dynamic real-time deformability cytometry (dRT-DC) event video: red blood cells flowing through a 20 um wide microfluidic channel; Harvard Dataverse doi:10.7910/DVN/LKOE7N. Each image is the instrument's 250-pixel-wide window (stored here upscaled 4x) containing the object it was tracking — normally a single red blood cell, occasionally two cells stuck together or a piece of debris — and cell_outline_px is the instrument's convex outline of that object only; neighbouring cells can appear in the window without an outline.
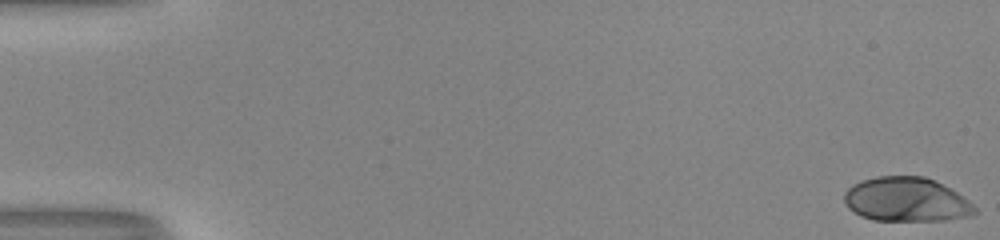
{"species": "human", "species_latin": "Homo sapiens", "temperature_condition": "room temperature", "stored_images_in_passage": 53, "camera_frame_rate_fps": 3000, "um_per_image_px": 0.085, "donor": {"sex": "male"}, "frame": {"image": 1, "passage_image": 1, "time_ms": 0.0, "image_size_px": [1000, 240], "cell_outline_px": [[976, 212], [972, 216], [944, 220], [872, 220], [860, 216], [848, 208], [844, 200], [844, 192], [852, 184], [860, 180], [876, 176], [924, 176], [956, 192], [968, 200], [976, 208]], "centroid_in_image_um": [77.0, 16.96], "position_along_channel_um": 8.0, "area_um2": 33.58}}
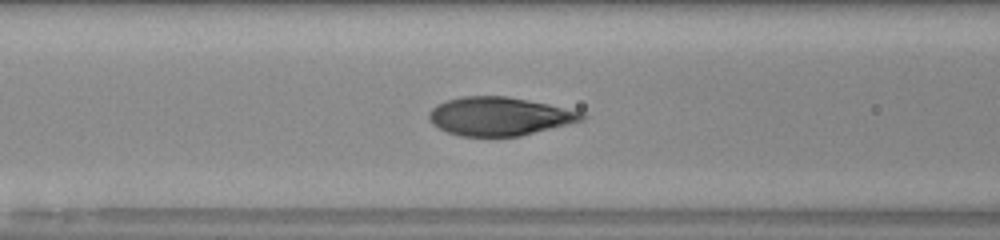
{"frame": {"image": 2, "passage_image": 23, "time_ms": 7.333, "image_size_px": [1000, 240], "cell_outline_px": [[588, 116], [584, 120], [520, 136], [460, 136], [448, 132], [432, 124], [428, 120], [428, 112], [436, 104], [448, 100], [464, 96], [508, 96], [548, 104], [584, 112]], "centroid_in_image_um": [42.45, 9.88], "position_along_channel_um": 124.2, "area_um2": 34.28}}
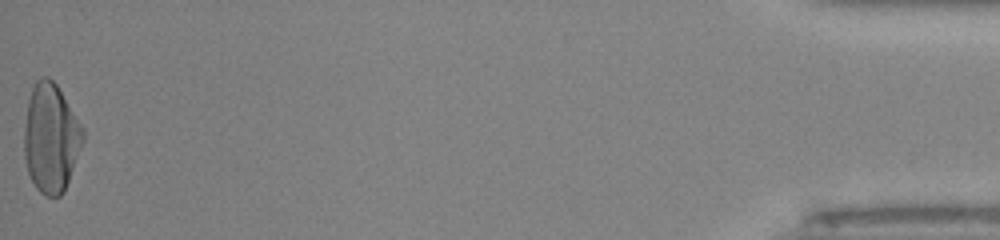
{"frame": {"image": 3, "passage_image": 53, "time_ms": 17.333, "image_size_px": [1000, 240], "cell_outline_px": [[84, 140], [64, 192], [60, 196], [44, 196], [36, 188], [28, 172], [24, 156], [24, 128], [28, 100], [32, 88], [36, 80], [40, 76], [48, 76], [56, 84], [84, 128]], "centroid_in_image_um": [4.32, 11.73], "position_along_channel_um": 430.9, "area_um2": 37.34}, "authors_computed_cell_mechanics": {"area_um2": 34.5066, "velocity_mm_per_s": 4.0381, "shape_relaxation_time_tau1_ms": 4.1164, "shape_relaxation_time_tau2_ms": null, "deformation_change_tau1": 0.2271, "deformation_change_tau2": null}}